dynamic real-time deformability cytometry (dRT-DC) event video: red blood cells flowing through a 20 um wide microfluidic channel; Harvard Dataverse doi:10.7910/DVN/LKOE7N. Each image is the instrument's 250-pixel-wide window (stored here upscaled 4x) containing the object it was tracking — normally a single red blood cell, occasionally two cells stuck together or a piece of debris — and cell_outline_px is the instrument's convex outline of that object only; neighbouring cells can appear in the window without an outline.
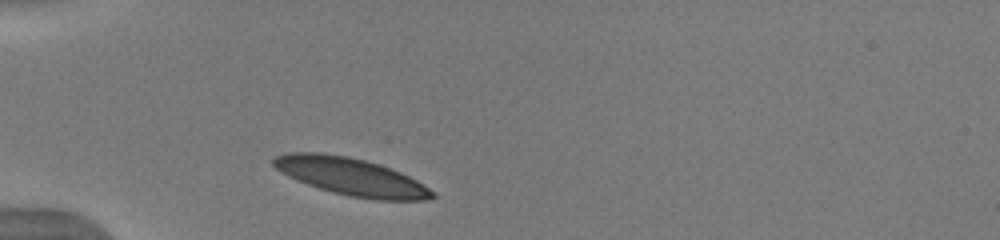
{"species": "human", "species_latin": "Homo sapiens", "temperature_condition": "warm", "stored_images_in_passage": 34, "camera_frame_rate_fps": 3000, "um_per_image_px": 0.085, "donor": {"sex": "male"}, "frame": {"image": 1, "passage_image": 1, "time_ms": 0.0, "image_size_px": [1000, 240], "cell_outline_px": [[436, 196], [432, 200], [372, 200], [348, 196], [332, 192], [296, 180], [280, 172], [272, 164], [272, 160], [276, 156], [284, 152], [320, 152], [348, 156], [364, 160], [400, 172], [416, 180], [436, 192]], "centroid_in_image_um": [29.84, 15.02], "position_along_channel_um": 55.2, "area_um2": 34.8}, "authors_computed_cell_mechanics": {"area_um2": 34.0731, "velocity_mm_per_s": 3.8764, "shape_relaxation_time_tau1_ms": 2.1517, "shape_relaxation_time_tau2_ms": 10.4042, "deformation_change_tau1": 0.0798, "deformation_change_tau2": 0.1662}}